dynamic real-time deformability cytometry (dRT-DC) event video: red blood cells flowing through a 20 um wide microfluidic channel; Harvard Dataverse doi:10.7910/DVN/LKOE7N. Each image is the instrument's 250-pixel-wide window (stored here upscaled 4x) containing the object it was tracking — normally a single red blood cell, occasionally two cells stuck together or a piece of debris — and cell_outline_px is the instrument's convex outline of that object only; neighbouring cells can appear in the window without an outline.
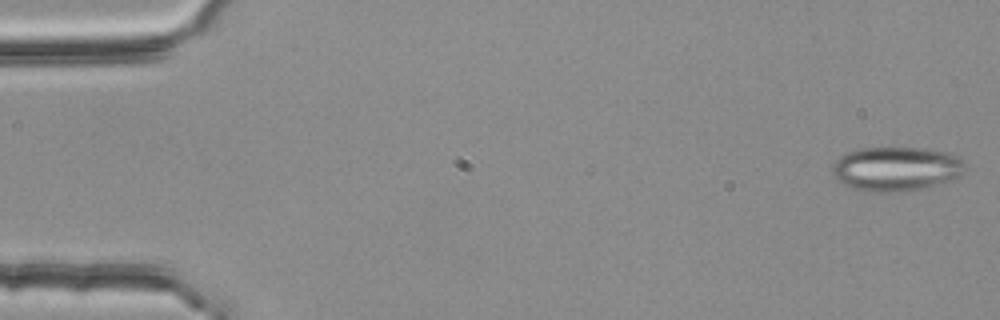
{"species": "common noctule bat (a hibernating species)", "species_latin": "Nyctalus noctula", "temperature_condition": "room temperature", "stored_images_in_passage": 5, "camera_frame_rate_fps": 3000, "um_per_image_px": 0.085, "animal": {"sex": "female", "body_mass_g": 25.1}, "frame": {"image": 1, "passage_image": 1, "time_ms": 0.0, "image_size_px": [1000, 320], "cell_outline_px": [[964, 172], [960, 176], [952, 180], [920, 188], [888, 192], [868, 192], [852, 188], [844, 184], [832, 172], [832, 164], [840, 156], [848, 152], [864, 148], [924, 148], [948, 152], [960, 156], [964, 164]], "centroid_in_image_um": [76.2, 14.34], "position_along_channel_um": 8.8, "area_um2": 34.04}}